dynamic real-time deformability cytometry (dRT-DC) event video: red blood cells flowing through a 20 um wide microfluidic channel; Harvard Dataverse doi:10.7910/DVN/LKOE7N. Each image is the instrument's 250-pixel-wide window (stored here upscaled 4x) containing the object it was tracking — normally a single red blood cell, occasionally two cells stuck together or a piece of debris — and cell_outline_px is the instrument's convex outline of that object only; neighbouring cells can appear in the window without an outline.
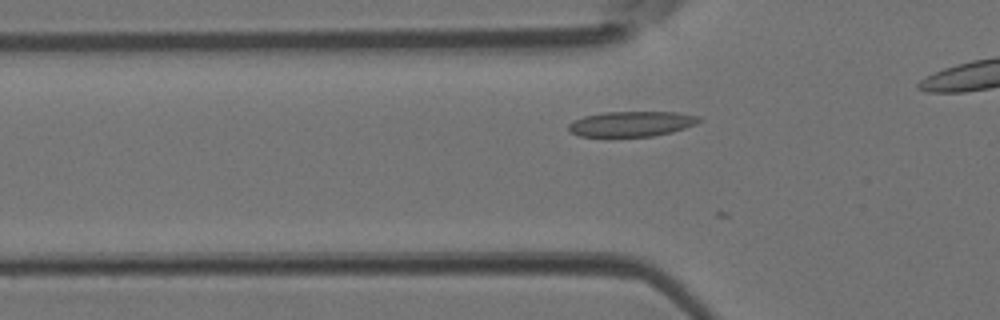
{"species": "Egyptian fruit bat (a non-hibernating species)", "species_latin": "Rousettus aegyptiacus", "temperature_condition": "room temperature", "stored_images_in_passage": 12, "segment_of_instrument_passage": [1, 2], "camera_frame_rate_fps": 3000, "um_per_image_px": 0.085, "animal": {"sex": "female"}, "frame": {"image": 1, "passage_image": 6, "time_ms": 1.667, "image_size_px": [1000, 320], "cell_outline_px": [[704, 120], [696, 124], [672, 132], [652, 136], [580, 136], [568, 132], [568, 124], [584, 116], [604, 112], [676, 112], [700, 116]], "centroid_in_image_um": [53.71, 10.52], "position_along_channel_um": 72.1, "area_um2": 19.19}}
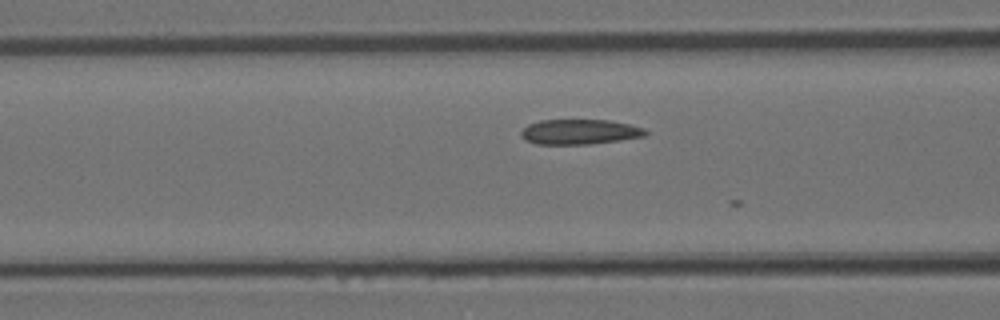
{"frame": {"image": 2, "passage_image": 9, "time_ms": 2.667, "image_size_px": [1000, 320], "cell_outline_px": [[648, 136], [620, 140], [588, 144], [536, 144], [524, 140], [520, 136], [520, 132], [528, 124], [540, 120], [608, 120], [628, 124], [644, 128], [648, 132]], "centroid_in_image_um": [49.26, 11.21], "position_along_channel_um": 117.3, "area_um2": 18.26}}